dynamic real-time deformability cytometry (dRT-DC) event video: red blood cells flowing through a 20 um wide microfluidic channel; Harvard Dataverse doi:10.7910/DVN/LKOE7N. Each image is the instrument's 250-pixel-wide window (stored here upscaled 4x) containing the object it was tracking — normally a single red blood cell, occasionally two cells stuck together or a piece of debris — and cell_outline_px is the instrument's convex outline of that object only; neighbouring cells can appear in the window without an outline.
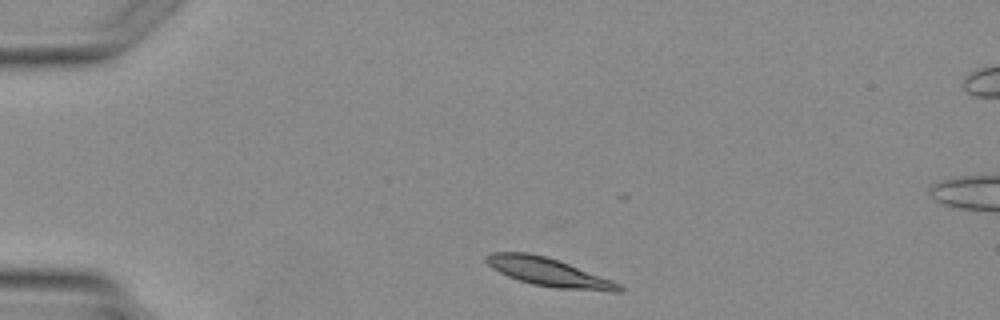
{"species": "Egyptian fruit bat (a non-hibernating species)", "species_latin": "Rousettus aegyptiacus", "temperature_condition": "warm", "stored_images_in_passage": 3, "camera_frame_rate_fps": 3000, "um_per_image_px": 0.085, "animal": {"sex": "female"}, "frame": {"image": 1, "passage_image": 1, "time_ms": 0.0, "image_size_px": [1000, 320], "cell_outline_px": [[624, 288], [620, 292], [612, 292], [556, 288], [532, 284], [508, 276], [492, 268], [484, 260], [484, 256], [492, 252], [528, 252], [560, 260], [612, 280], [620, 284]], "centroid_in_image_um": [46.65, 23.13], "position_along_channel_um": 38.3, "area_um2": 22.02}}